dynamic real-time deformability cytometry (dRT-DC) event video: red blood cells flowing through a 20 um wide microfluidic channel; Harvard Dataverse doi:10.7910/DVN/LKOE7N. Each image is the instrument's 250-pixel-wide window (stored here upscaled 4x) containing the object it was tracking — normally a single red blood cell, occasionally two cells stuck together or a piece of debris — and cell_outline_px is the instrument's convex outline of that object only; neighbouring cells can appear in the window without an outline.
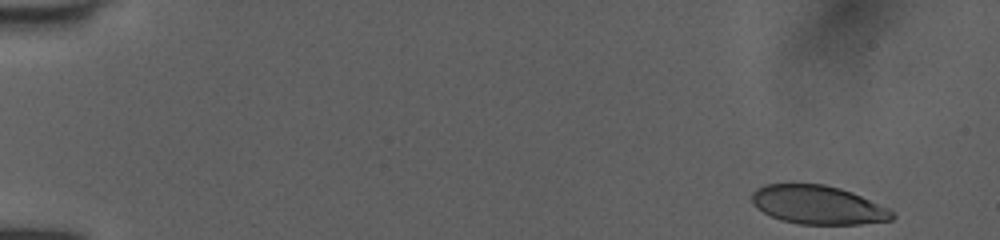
{"species": "human", "species_latin": "Homo sapiens", "temperature_condition": "room temperature", "stored_images_in_passage": 49, "camera_frame_rate_fps": 3000, "um_per_image_px": 0.085, "donor": {"sex": "female"}, "frame": {"image": 1, "passage_image": 1, "time_ms": 0.0, "image_size_px": [1000, 240], "cell_outline_px": [[896, 216], [892, 220], [860, 224], [800, 224], [780, 220], [756, 208], [752, 200], [752, 192], [756, 188], [764, 184], [824, 184], [840, 188], [852, 192], [888, 208]], "centroid_in_image_um": [69.52, 17.41], "position_along_channel_um": 15.5, "area_um2": 31.56}}
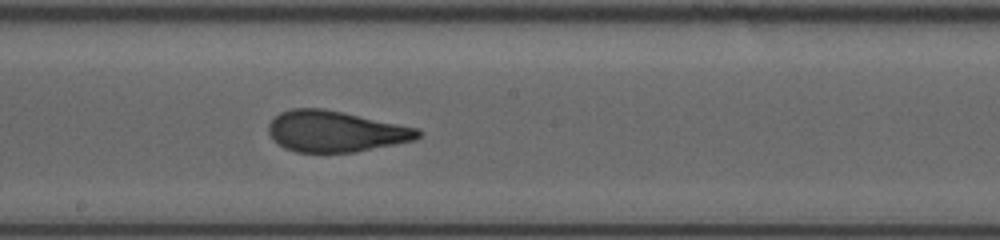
{"frame": {"image": 2, "passage_image": 27, "time_ms": 8.667, "image_size_px": [1000, 240], "cell_outline_px": [[424, 132], [416, 140], [356, 152], [296, 152], [284, 148], [272, 140], [268, 132], [268, 124], [280, 112], [292, 108], [324, 108], [344, 112], [420, 128]], "centroid_in_image_um": [28.54, 11.16], "position_along_channel_um": 219.7, "area_um2": 36.18}}
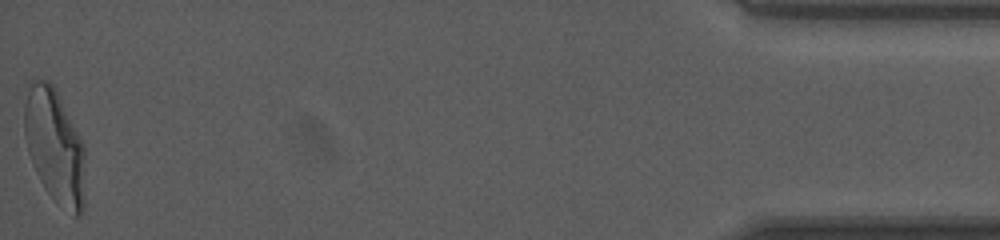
{"frame": {"image": 3, "passage_image": 49, "time_ms": 16.0, "image_size_px": [1000, 240], "cell_outline_px": [[84, 204], [80, 216], [72, 216], [56, 204], [44, 188], [32, 164], [28, 152], [24, 136], [24, 88], [28, 80], [48, 80], [56, 88], [84, 144]], "centroid_in_image_um": [4.62, 12.39], "position_along_channel_um": 430.6, "area_um2": 41.5}, "authors_computed_cell_mechanics": {"area_um2": 36.1828, "velocity_mm_per_s": 4.044, "shape_relaxation_time_tau1_ms": 7.4975, "shape_relaxation_time_tau2_ms": 0.7408, "deformation_change_tau1": 0.2676, "deformation_change_tau2": 0.0678}}